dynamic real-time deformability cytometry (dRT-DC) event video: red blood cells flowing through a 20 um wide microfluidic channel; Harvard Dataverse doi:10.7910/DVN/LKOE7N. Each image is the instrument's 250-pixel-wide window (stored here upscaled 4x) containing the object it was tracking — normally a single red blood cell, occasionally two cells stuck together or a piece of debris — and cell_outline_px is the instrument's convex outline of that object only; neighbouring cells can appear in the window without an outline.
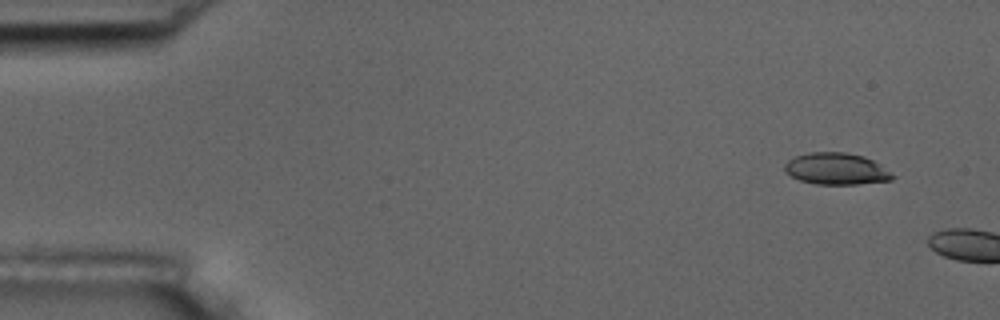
{"species": "common noctule bat (a hibernating species)", "species_latin": "Nyctalus noctula", "temperature_condition": "room temperature", "stored_images_in_passage": 2, "camera_frame_rate_fps": 3000, "um_per_image_px": 0.085, "animal": {"sex": "male", "body_mass_g": 17.5, "forearm_length_mm": 52.3}, "frame": {"image": 1, "passage_image": 1, "time_ms": 0.0, "image_size_px": [1000, 320], "cell_outline_px": [[896, 176], [892, 180], [856, 184], [816, 184], [800, 180], [784, 172], [784, 164], [788, 160], [796, 156], [812, 152], [844, 152], [864, 156], [872, 160], [892, 172]], "centroid_in_image_um": [71.09, 14.35], "position_along_channel_um": 13.9, "area_um2": 19.88}}